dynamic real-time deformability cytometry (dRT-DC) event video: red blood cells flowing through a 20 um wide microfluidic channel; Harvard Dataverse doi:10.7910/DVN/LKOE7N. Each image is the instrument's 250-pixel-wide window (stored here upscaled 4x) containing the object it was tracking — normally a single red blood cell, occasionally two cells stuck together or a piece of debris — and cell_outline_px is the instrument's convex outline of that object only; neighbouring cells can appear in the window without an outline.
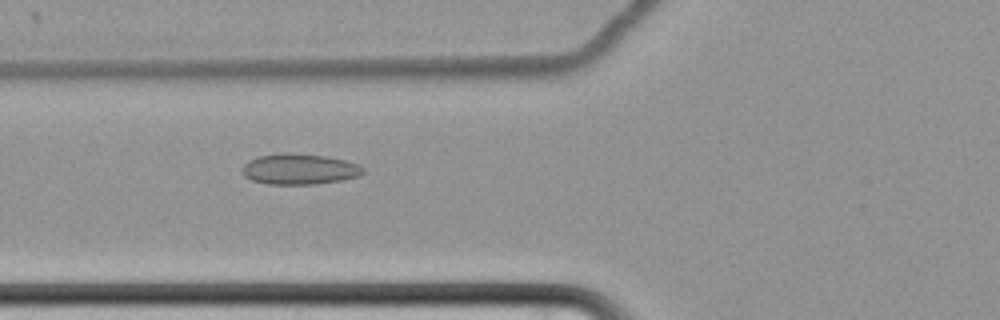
{"species": "common noctule bat (a hibernating species)", "species_latin": "Nyctalus noctula", "temperature_condition": "cold", "stored_images_in_passage": 58, "camera_frame_rate_fps": 3000, "um_per_image_px": 0.085, "animal": {"sex": "female", "body_mass_g": 22.7, "forearm_length_mm": 54.2}, "frame": {"image": 1, "passage_image": 22, "time_ms": 7.0, "image_size_px": [1000, 320], "cell_outline_px": [[364, 172], [360, 176], [344, 180], [316, 184], [268, 184], [252, 180], [244, 176], [240, 172], [240, 168], [248, 160], [256, 156], [284, 152], [324, 156], [344, 160], [360, 164], [364, 168]], "centroid_in_image_um": [25.43, 14.37], "position_along_channel_um": 100.4, "area_um2": 21.96}}
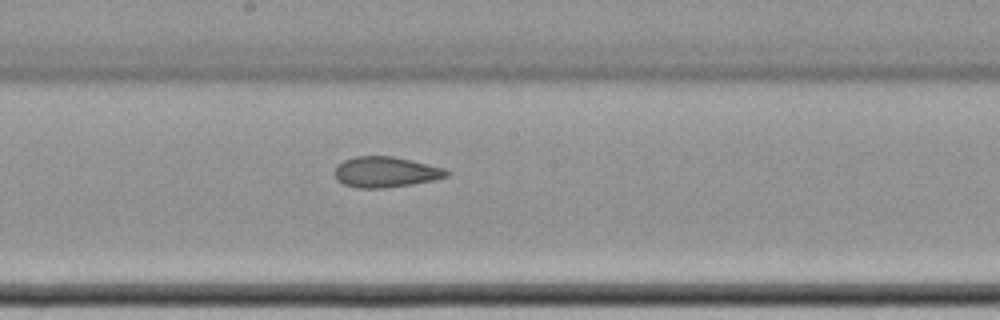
{"frame": {"image": 2, "passage_image": 32, "time_ms": 10.333, "image_size_px": [1000, 320], "cell_outline_px": [[452, 172], [448, 176], [432, 180], [412, 184], [384, 188], [360, 188], [344, 184], [336, 180], [332, 172], [336, 164], [344, 160], [356, 156], [392, 156], [444, 168]], "centroid_in_image_um": [32.73, 14.62], "position_along_channel_um": 215.5, "area_um2": 20.06}}
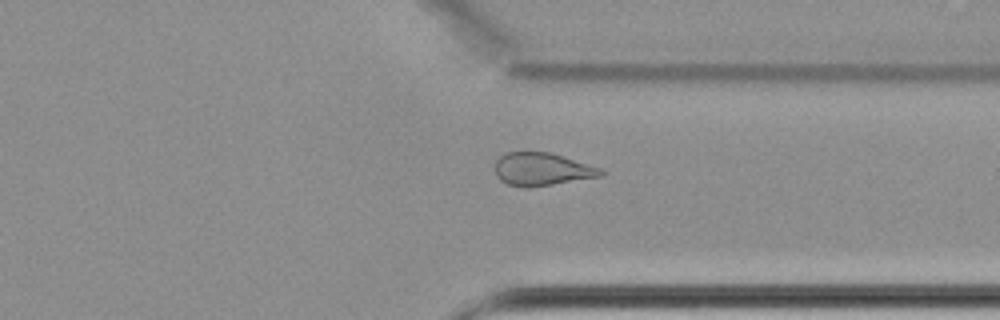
{"frame": {"image": 3, "passage_image": 45, "time_ms": 14.667, "image_size_px": [1000, 320], "cell_outline_px": [[604, 176], [528, 188], [508, 184], [500, 180], [496, 176], [496, 160], [500, 156], [508, 152], [552, 152], [604, 168]], "centroid_in_image_um": [46.14, 14.38], "position_along_channel_um": 365.3, "area_um2": 20.58}, "authors_computed_cell_mechanics": {"area_um2": 22.5131, "velocity_mm_per_s": 3.4458, "shape_relaxation_time_tau1_ms": null, "shape_relaxation_time_tau2_ms": 3.6266, "deformation_change_tau1": null, "deformation_change_tau2": 0.0918}}